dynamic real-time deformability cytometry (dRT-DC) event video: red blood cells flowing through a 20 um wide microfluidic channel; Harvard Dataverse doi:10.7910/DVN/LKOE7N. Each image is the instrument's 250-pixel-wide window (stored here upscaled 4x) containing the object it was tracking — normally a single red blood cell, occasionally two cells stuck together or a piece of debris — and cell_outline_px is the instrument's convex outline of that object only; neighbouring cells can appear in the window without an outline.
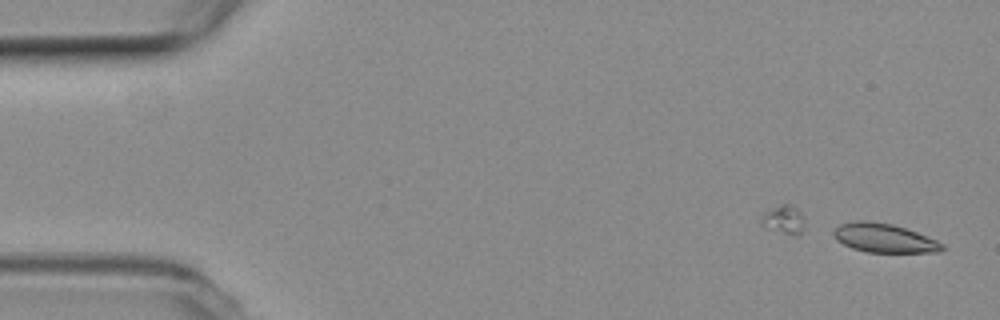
{"species": "common noctule bat (a hibernating species)", "species_latin": "Nyctalus noctula", "temperature_condition": "room temperature", "stored_images_in_passage": 51, "camera_frame_rate_fps": 3000, "um_per_image_px": 0.085, "animal": {"sex": "female", "body_mass_g": 19.3, "forearm_length_mm": 54.1}, "frame": {"image": 1, "passage_image": 1, "time_ms": 0.0, "image_size_px": [1000, 320], "cell_outline_px": [[944, 248], [940, 252], [868, 252], [852, 248], [836, 240], [832, 232], [840, 224], [856, 220], [864, 220], [892, 224], [916, 232], [936, 240], [944, 244]], "centroid_in_image_um": [75.13, 20.23], "position_along_channel_um": 9.9, "area_um2": 18.15}}
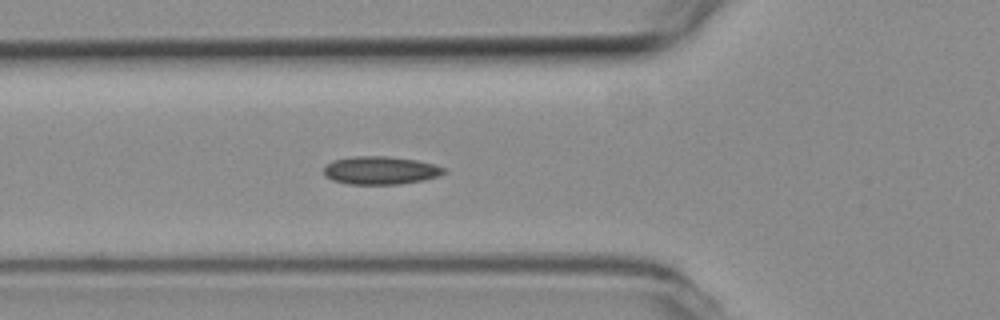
{"frame": {"image": 2, "passage_image": 18, "time_ms": 5.667, "image_size_px": [1000, 320], "cell_outline_px": [[444, 172], [440, 176], [424, 180], [400, 184], [348, 184], [332, 180], [324, 176], [324, 168], [332, 160], [352, 156], [388, 156], [416, 160], [432, 164], [444, 168]], "centroid_in_image_um": [32.31, 14.48], "position_along_channel_um": 93.5, "area_um2": 19.65}}
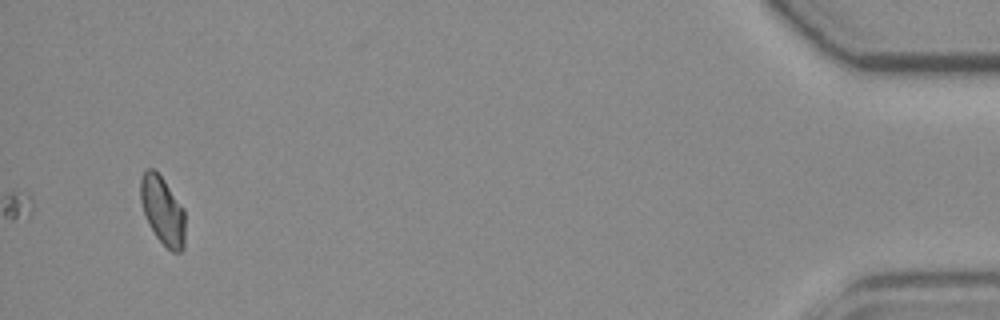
{"frame": {"image": 3, "passage_image": 51, "time_ms": 16.667, "image_size_px": [1000, 320], "cell_outline_px": [[184, 248], [180, 252], [172, 252], [156, 236], [148, 224], [140, 200], [140, 176], [148, 168], [152, 168], [164, 180], [184, 208]], "centroid_in_image_um": [13.81, 17.89], "position_along_channel_um": 421.4, "area_um2": 17.63}}